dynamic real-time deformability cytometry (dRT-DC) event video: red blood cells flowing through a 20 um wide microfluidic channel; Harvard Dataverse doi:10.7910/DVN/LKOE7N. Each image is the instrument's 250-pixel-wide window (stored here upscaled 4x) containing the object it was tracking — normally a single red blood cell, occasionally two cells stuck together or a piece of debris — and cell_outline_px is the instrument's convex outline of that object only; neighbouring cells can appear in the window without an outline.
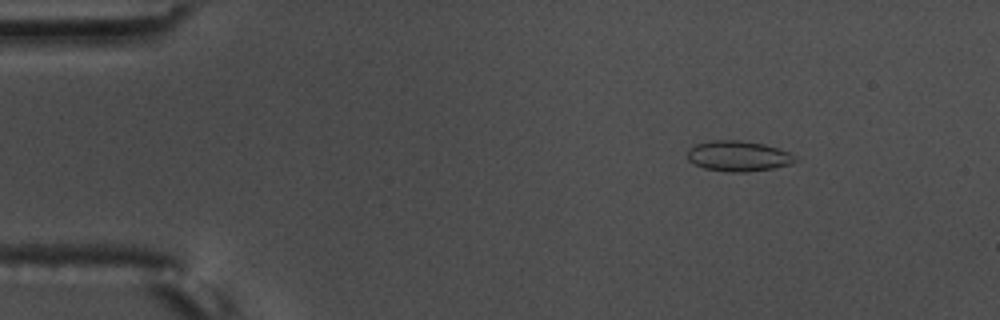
{"species": "common noctule bat (a hibernating species)", "species_latin": "Nyctalus noctula", "temperature_condition": "warm", "stored_images_in_passage": 53, "camera_frame_rate_fps": 3000, "um_per_image_px": 0.085, "animal": {"sex": "male", "body_mass_g": 17.5, "forearm_length_mm": 52.3}, "frame": {"image": 1, "passage_image": 9, "time_ms": 2.667, "image_size_px": [1000, 320], "cell_outline_px": [[796, 160], [792, 164], [772, 168], [748, 172], [724, 172], [704, 168], [688, 160], [688, 148], [696, 144], [712, 140], [740, 140], [764, 144], [788, 152], [796, 156]], "centroid_in_image_um": [62.74, 13.27], "position_along_channel_um": 22.3, "area_um2": 19.13}}
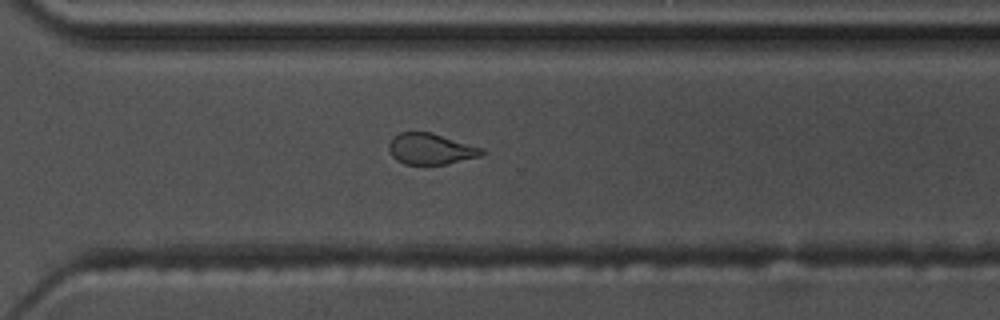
{"frame": {"image": 2, "passage_image": 42, "time_ms": 13.667, "image_size_px": [1000, 320], "cell_outline_px": [[488, 152], [480, 156], [444, 164], [404, 164], [396, 160], [392, 156], [388, 148], [388, 144], [392, 136], [400, 132], [432, 132], [484, 148]], "centroid_in_image_um": [36.61, 12.64], "position_along_channel_um": 334.0, "area_um2": 16.99}}
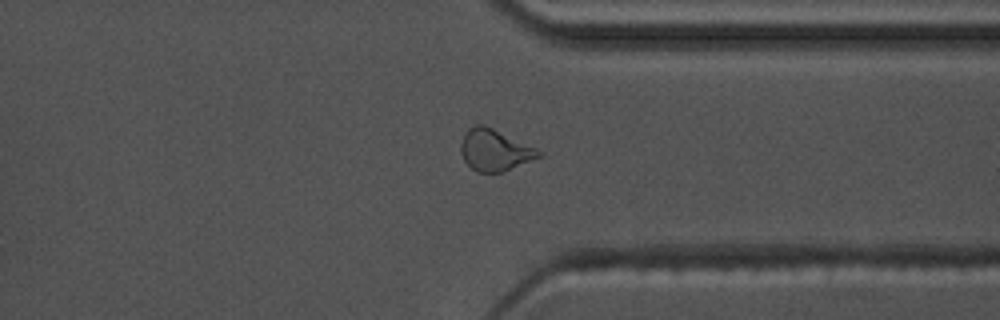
{"frame": {"image": 3, "passage_image": 45, "time_ms": 14.667, "image_size_px": [1000, 320], "cell_outline_px": [[544, 152], [540, 156], [504, 172], [476, 172], [464, 160], [460, 152], [460, 144], [468, 128], [476, 124], [484, 124], [536, 148]], "centroid_in_image_um": [42.03, 12.76], "position_along_channel_um": 369.4, "area_um2": 18.73}, "authors_computed_cell_mechanics": {"area_um2": 17.8024, "velocity_mm_per_s": 3.6013, "shape_relaxation_time_tau1_ms": null, "shape_relaxation_time_tau2_ms": 1.1558, "deformation_change_tau1": null, "deformation_change_tau2": 0.0565}}